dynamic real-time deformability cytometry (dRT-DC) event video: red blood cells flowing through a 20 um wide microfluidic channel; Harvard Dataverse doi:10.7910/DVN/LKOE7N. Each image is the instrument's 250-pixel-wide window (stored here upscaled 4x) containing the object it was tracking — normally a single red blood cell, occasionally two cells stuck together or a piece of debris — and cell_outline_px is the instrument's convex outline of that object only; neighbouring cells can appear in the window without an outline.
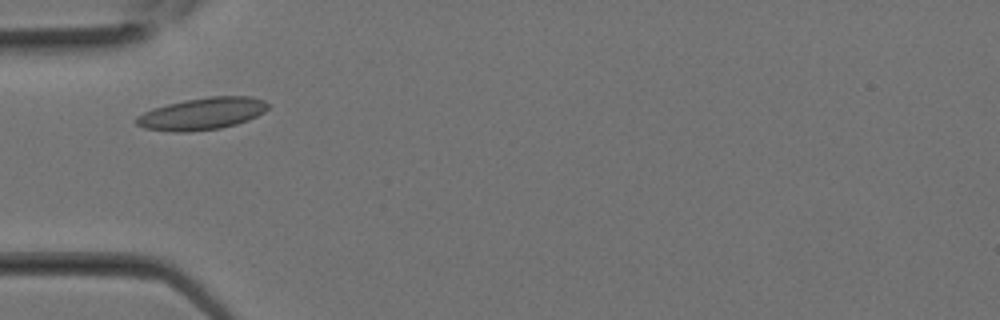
{"species": "Egyptian fruit bat (a non-hibernating species)", "species_latin": "Rousettus aegyptiacus", "temperature_condition": "room temperature", "stored_images_in_passage": 7, "camera_frame_rate_fps": 3000, "um_per_image_px": 0.085, "animal": {"sex": "female"}, "frame": {"image": 1, "passage_image": 4, "time_ms": 1.0, "image_size_px": [1000, 320], "cell_outline_px": [[268, 108], [264, 112], [248, 120], [236, 124], [220, 128], [188, 132], [172, 132], [144, 128], [136, 124], [132, 120], [136, 116], [152, 108], [184, 100], [212, 96], [252, 96], [264, 100], [268, 104]], "centroid_in_image_um": [17.15, 9.66], "position_along_channel_um": 67.9, "area_um2": 24.74}}
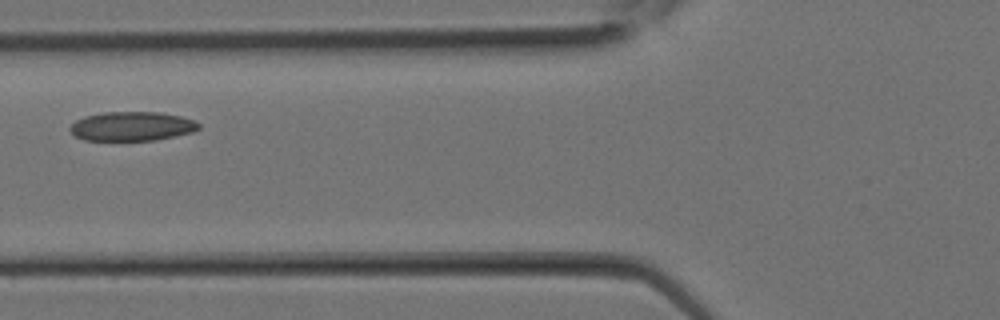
{"frame": {"image": 2, "passage_image": 6, "time_ms": 1.667, "image_size_px": [1000, 320], "cell_outline_px": [[200, 128], [192, 132], [156, 140], [84, 140], [76, 136], [68, 128], [76, 120], [84, 116], [104, 112], [160, 112], [180, 116], [192, 120], [200, 124]], "centroid_in_image_um": [11.2, 10.73], "position_along_channel_um": 114.6, "area_um2": 21.79}}